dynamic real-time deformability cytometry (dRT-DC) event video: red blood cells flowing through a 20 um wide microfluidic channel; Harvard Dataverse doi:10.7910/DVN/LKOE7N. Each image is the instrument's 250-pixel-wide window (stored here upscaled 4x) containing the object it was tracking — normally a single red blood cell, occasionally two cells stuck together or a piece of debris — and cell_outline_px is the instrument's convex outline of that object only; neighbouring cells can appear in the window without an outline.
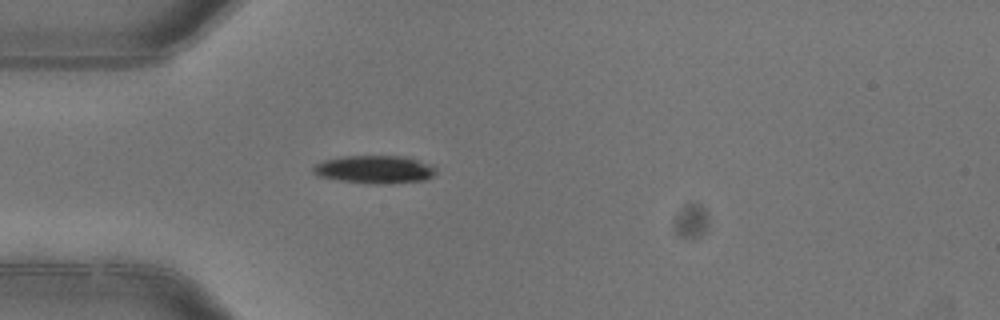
{"species": "common noctule bat (a hibernating species)", "species_latin": "Nyctalus noctula", "temperature_condition": "warm", "stored_images_in_passage": 4, "camera_frame_rate_fps": 3000, "um_per_image_px": 0.085, "animal": {"sex": "female"}, "frame": {"image": 1, "passage_image": 4, "time_ms": 1.0, "image_size_px": [1000, 320], "cell_outline_px": [[436, 172], [432, 176], [424, 180], [380, 184], [376, 184], [340, 180], [320, 176], [312, 172], [312, 168], [316, 164], [324, 160], [340, 156], [404, 156], [432, 164], [436, 168]], "centroid_in_image_um": [31.86, 14.39], "position_along_channel_um": 53.1, "area_um2": 19.88}}